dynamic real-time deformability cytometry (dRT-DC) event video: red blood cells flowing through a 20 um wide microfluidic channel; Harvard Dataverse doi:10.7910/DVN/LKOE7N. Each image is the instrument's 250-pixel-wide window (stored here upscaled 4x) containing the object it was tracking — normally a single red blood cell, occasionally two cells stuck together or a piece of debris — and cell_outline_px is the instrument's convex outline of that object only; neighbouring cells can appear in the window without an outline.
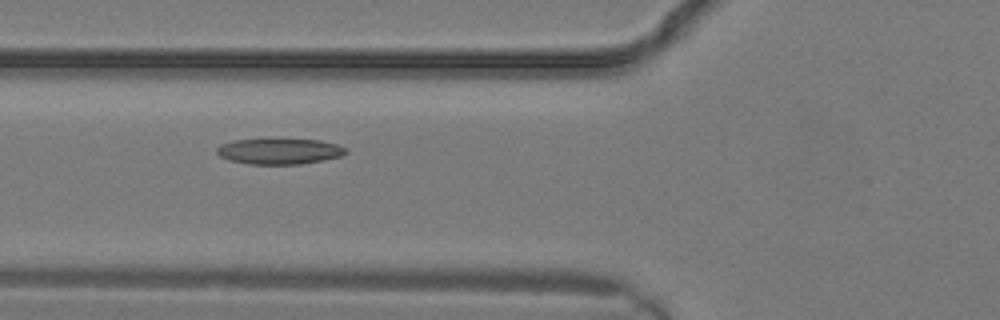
{"species": "common noctule bat (a hibernating species)", "species_latin": "Nyctalus noctula", "temperature_condition": "warm", "stored_images_in_passage": 7, "camera_frame_rate_fps": 3000, "um_per_image_px": 0.085, "animal": {"sex": "male", "body_mass_g": 19.2, "forearm_length_mm": 51.8}, "frame": {"image": 1, "passage_image": 4, "time_ms": 1.0, "image_size_px": [1000, 320], "cell_outline_px": [[348, 152], [344, 156], [324, 160], [300, 164], [248, 164], [228, 160], [220, 156], [216, 152], [216, 148], [220, 144], [232, 140], [268, 136], [320, 140], [336, 144], [348, 148]], "centroid_in_image_um": [23.74, 12.8], "position_along_channel_um": 102.1, "area_um2": 20.63}}
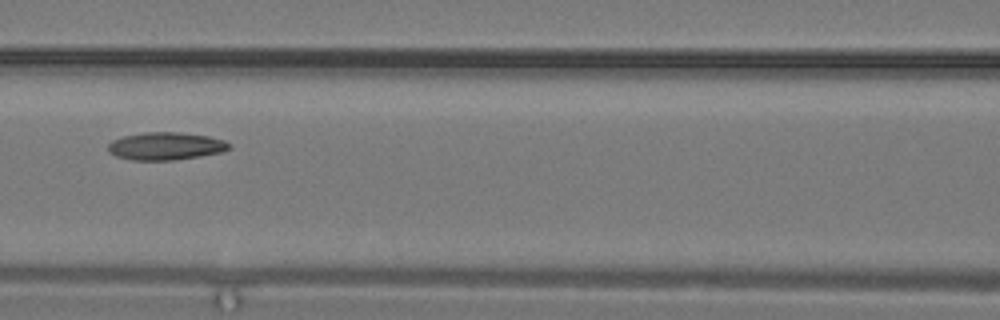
{"frame": {"image": 2, "passage_image": 6, "time_ms": 1.667, "image_size_px": [1000, 320], "cell_outline_px": [[232, 148], [224, 152], [200, 156], [172, 160], [132, 160], [116, 156], [108, 152], [108, 144], [112, 140], [124, 136], [144, 132], [180, 132], [208, 136], [224, 140], [232, 144]], "centroid_in_image_um": [14.12, 12.42], "position_along_channel_um": 152.5, "area_um2": 19.71}}